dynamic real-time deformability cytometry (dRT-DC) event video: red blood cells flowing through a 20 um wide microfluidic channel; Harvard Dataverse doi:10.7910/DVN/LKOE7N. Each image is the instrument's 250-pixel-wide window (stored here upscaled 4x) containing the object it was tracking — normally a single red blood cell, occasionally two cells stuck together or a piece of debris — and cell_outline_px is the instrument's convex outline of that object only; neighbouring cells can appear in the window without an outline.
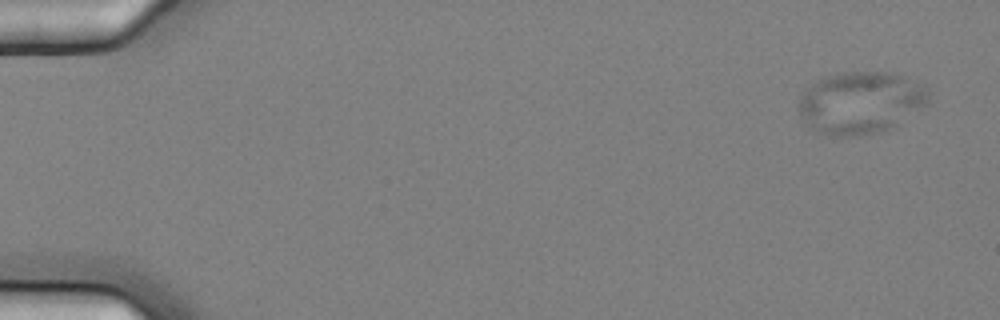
{"species": "common noctule bat (a hibernating species)", "species_latin": "Nyctalus noctula", "temperature_condition": "cold", "stored_images_in_passage": 4, "camera_frame_rate_fps": 3000, "um_per_image_px": 0.085, "animal": {"sex": "female", "body_mass_g": 25.1}, "frame": {"image": 1, "passage_image": 1, "time_ms": 0.0, "image_size_px": [1000, 320], "cell_outline_px": [[928, 100], [924, 104], [888, 132], [860, 136], [832, 136], [816, 132], [804, 120], [800, 112], [800, 96], [816, 80], [836, 72], [888, 72], [908, 76], [928, 84]], "centroid_in_image_um": [73.2, 8.72], "position_along_channel_um": 11.8, "area_um2": 47.57}}